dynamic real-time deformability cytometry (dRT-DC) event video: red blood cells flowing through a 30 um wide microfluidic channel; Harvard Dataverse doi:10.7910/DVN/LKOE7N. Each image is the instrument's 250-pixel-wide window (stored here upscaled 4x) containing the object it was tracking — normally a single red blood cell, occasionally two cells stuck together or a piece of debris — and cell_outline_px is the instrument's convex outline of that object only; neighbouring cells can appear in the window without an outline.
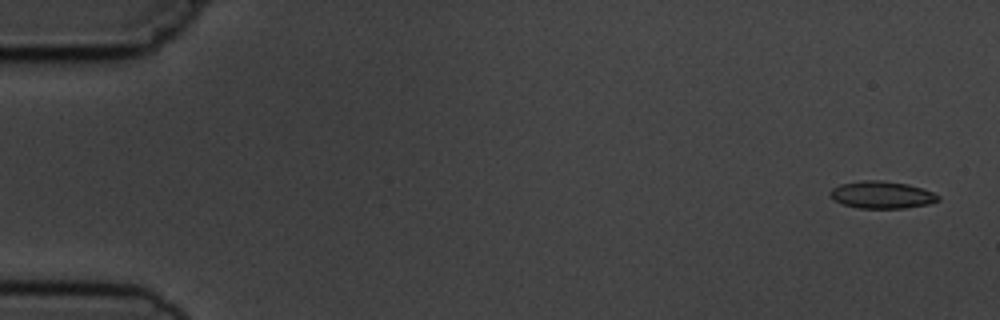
{"species": "common noctule bat (a hibernating species)", "species_latin": "Nyctalus noctula", "temperature_condition": "cold", "stored_images_in_passage": 5, "camera_frame_rate_fps": 3000, "um_per_image_px": 0.085, "animal": {"sex": "male", "body_mass_g": 19.5, "forearm_length_mm": 54.6}, "frame": {"image": 1, "passage_image": 1, "time_ms": 0.0, "image_size_px": [1000, 320], "cell_outline_px": [[940, 200], [928, 204], [904, 208], [856, 208], [844, 204], [828, 196], [828, 192], [832, 188], [840, 184], [860, 180], [880, 180], [908, 184], [924, 188], [940, 196]], "centroid_in_image_um": [74.94, 16.55], "position_along_channel_um": 10.1, "area_um2": 17.28}}
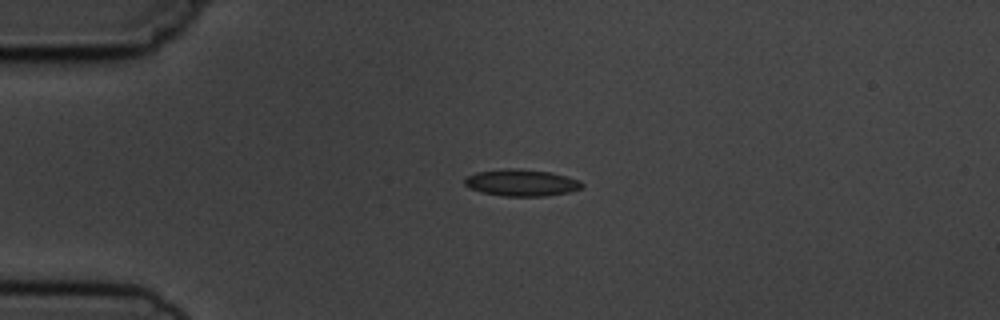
{"frame": {"image": 2, "passage_image": 4, "time_ms": 3.667, "image_size_px": [1000, 320], "cell_outline_px": [[584, 188], [568, 192], [544, 196], [504, 196], [480, 192], [468, 188], [464, 184], [464, 180], [468, 176], [476, 172], [508, 168], [512, 168], [552, 172], [580, 180], [584, 184]], "centroid_in_image_um": [44.33, 15.53], "position_along_channel_um": 40.7, "area_um2": 18.38}}